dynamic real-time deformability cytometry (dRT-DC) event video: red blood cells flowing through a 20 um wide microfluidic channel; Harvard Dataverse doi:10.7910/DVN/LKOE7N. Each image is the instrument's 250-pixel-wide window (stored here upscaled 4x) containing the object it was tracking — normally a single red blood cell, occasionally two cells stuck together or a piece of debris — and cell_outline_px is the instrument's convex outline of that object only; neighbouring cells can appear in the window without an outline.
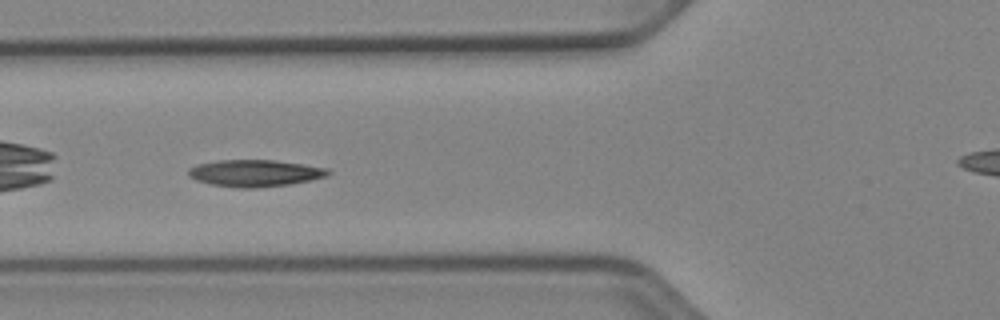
{"species": "Egyptian fruit bat (a non-hibernating species)", "species_latin": "Rousettus aegyptiacus", "temperature_condition": "cold", "stored_images_in_passage": 37, "camera_frame_rate_fps": 3000, "um_per_image_px": 0.085, "animal": {"sex": "female"}, "frame": {"image": 1, "passage_image": 4, "time_ms": 1.0, "image_size_px": [1000, 320], "cell_outline_px": [[332, 172], [328, 176], [288, 184], [252, 188], [240, 188], [212, 184], [196, 180], [188, 176], [188, 168], [196, 164], [220, 160], [272, 160], [304, 164], [328, 168]], "centroid_in_image_um": [21.66, 14.71], "position_along_channel_um": 104.1, "area_um2": 21.73}}
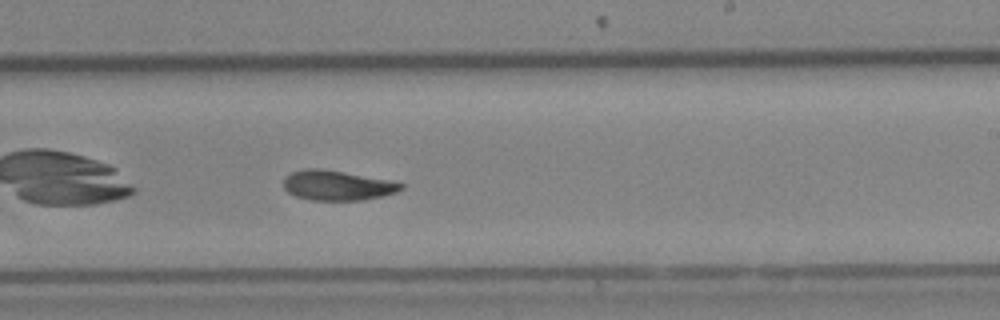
{"frame": {"image": 2, "passage_image": 16, "time_ms": 5.0, "image_size_px": [1000, 320], "cell_outline_px": [[404, 188], [396, 192], [380, 196], [360, 200], [312, 200], [296, 196], [288, 192], [284, 188], [284, 176], [292, 172], [304, 168], [320, 168], [344, 172], [404, 184]], "centroid_in_image_um": [28.59, 15.75], "position_along_channel_um": 260.4, "area_um2": 20.11}}
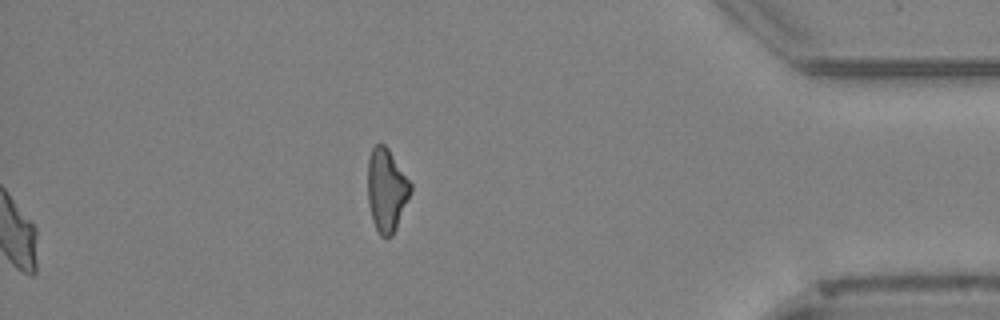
{"frame": {"image": 3, "passage_image": 37, "time_ms": 12.0, "image_size_px": [1000, 320], "cell_outline_px": [[412, 192], [396, 228], [392, 236], [380, 236], [372, 220], [368, 204], [368, 160], [372, 148], [376, 144], [384, 144], [388, 148], [412, 184]], "centroid_in_image_um": [32.86, 16.15], "position_along_channel_um": 402.3, "area_um2": 20.75}, "authors_computed_cell_mechanics": {"area_um2": 20.6924, "velocity_mm_per_s": 3.9159, "shape_relaxation_time_tau1_ms": 3.674, "shape_relaxation_time_tau2_ms": 3.561, "deformation_change_tau1": 0.1424, "deformation_change_tau2": 0.0914}}